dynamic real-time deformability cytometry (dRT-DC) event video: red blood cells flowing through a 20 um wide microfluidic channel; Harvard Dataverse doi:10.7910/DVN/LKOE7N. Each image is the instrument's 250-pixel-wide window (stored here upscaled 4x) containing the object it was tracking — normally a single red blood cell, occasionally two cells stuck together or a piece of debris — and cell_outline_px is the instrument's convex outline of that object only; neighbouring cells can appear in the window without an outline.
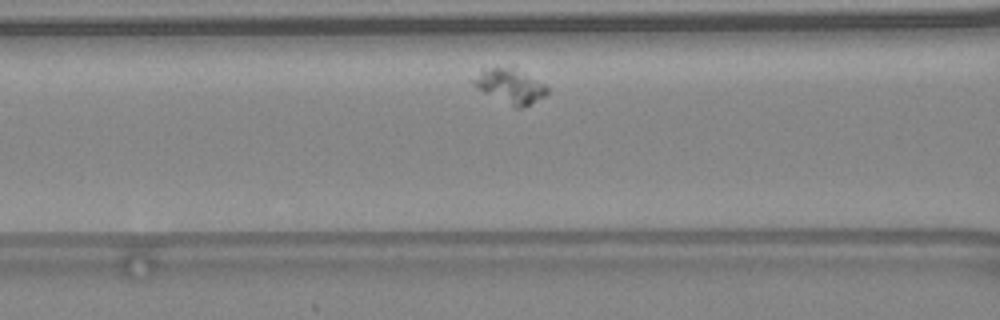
{"species": "common noctule bat (a hibernating species)", "species_latin": "Nyctalus noctula", "temperature_condition": "warm", "stored_images_in_passage": 26, "camera_frame_rate_fps": 3000, "um_per_image_px": 0.085, "animal": {"sex": "female", "body_mass_g": 24.6, "forearm_length_mm": 56.2}, "frame": {"image": 1, "passage_image": 5, "time_ms": 1.333, "image_size_px": [1000, 320], "cell_outline_px": [[548, 92], [544, 96], [524, 108], [516, 108], [484, 92], [472, 84], [472, 80], [480, 68], [512, 68], [544, 84], [548, 88]], "centroid_in_image_um": [43.33, 7.33], "position_along_channel_um": 123.3, "area_um2": 14.39}}